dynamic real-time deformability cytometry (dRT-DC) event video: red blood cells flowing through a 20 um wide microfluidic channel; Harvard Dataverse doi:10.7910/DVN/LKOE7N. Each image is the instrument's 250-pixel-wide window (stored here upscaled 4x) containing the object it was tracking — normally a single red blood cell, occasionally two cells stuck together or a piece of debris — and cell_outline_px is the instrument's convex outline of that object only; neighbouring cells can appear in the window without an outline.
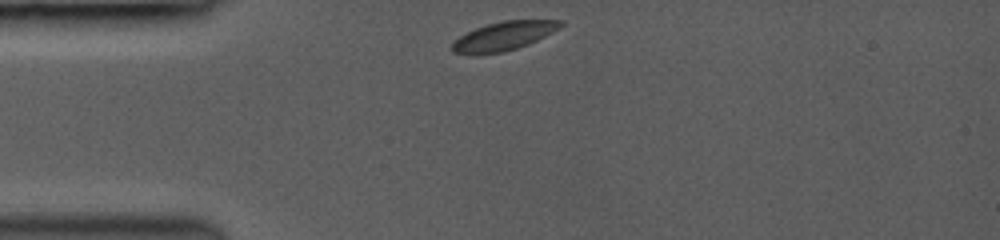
{"species": "common noctule bat (a hibernating species)", "species_latin": "Nyctalus noctula", "temperature_condition": "room temperature", "stored_images_in_passage": 18, "camera_frame_rate_fps": 3000, "um_per_image_px": 0.085, "animal": {"sex": "female", "body_mass_g": 19.0, "forearm_length_mm": 53.3}, "frame": {"image": 1, "passage_image": 1, "time_ms": 0.0, "image_size_px": [1000, 240], "cell_outline_px": [[564, 24], [560, 28], [528, 44], [516, 48], [500, 52], [476, 56], [472, 56], [452, 52], [452, 44], [460, 36], [476, 28], [488, 24], [504, 20], [564, 20]], "centroid_in_image_um": [42.8, 3.08], "position_along_channel_um": 42.2, "area_um2": 18.15}}
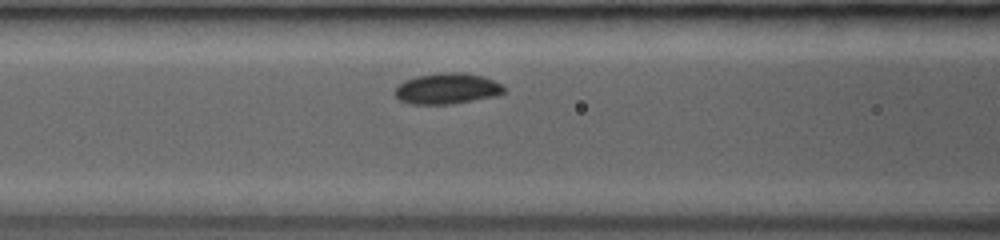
{"frame": {"image": 2, "passage_image": 12, "time_ms": 2.667, "image_size_px": [1000, 240], "cell_outline_px": [[504, 92], [496, 96], [452, 104], [408, 104], [400, 100], [392, 92], [404, 80], [416, 76], [436, 72], [464, 72], [484, 76], [500, 84], [504, 88]], "centroid_in_image_um": [37.97, 7.52], "position_along_channel_um": 128.6, "area_um2": 19.83}}
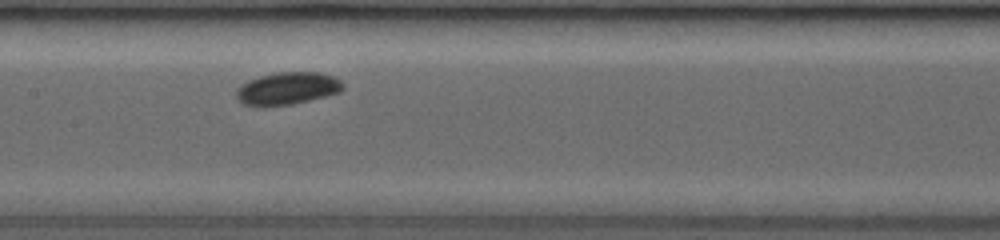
{"frame": {"image": 3, "passage_image": 17, "time_ms": 4.0, "image_size_px": [1000, 240], "cell_outline_px": [[344, 88], [340, 92], [292, 104], [264, 108], [244, 104], [236, 100], [236, 88], [240, 84], [248, 80], [260, 76], [276, 72], [320, 72], [332, 76], [340, 80], [344, 84]], "centroid_in_image_um": [24.37, 7.53], "position_along_channel_um": 183.0, "area_um2": 20.52}}